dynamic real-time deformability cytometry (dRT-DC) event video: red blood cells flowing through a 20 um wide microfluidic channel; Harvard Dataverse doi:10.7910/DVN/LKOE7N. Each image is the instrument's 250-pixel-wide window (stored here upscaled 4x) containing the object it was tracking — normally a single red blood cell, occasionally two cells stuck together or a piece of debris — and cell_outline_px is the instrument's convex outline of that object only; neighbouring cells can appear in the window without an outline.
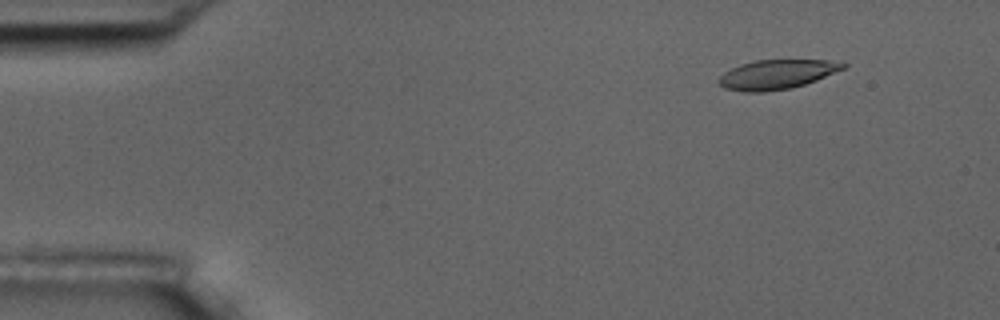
{"species": "common noctule bat (a hibernating species)", "species_latin": "Nyctalus noctula", "temperature_condition": "room temperature", "stored_images_in_passage": 5, "camera_frame_rate_fps": 3000, "um_per_image_px": 0.085, "animal": {"sex": "male", "body_mass_g": 17.5, "forearm_length_mm": 52.3}, "frame": {"image": 1, "passage_image": 2, "time_ms": 1.0, "image_size_px": [1000, 320], "cell_outline_px": [[848, 64], [844, 68], [816, 80], [792, 88], [764, 92], [744, 92], [724, 88], [716, 80], [724, 72], [740, 64], [756, 60], [824, 60]], "centroid_in_image_um": [65.97, 6.33], "position_along_channel_um": 19.0, "area_um2": 21.15}}
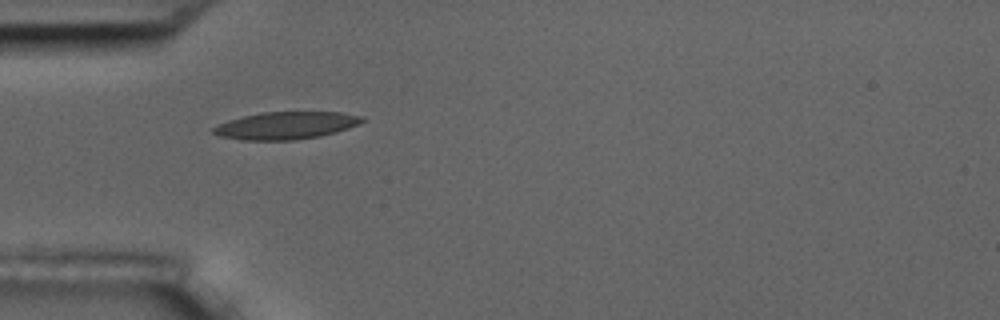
{"frame": {"image": 2, "passage_image": 5, "time_ms": 4.667, "image_size_px": [1000, 320], "cell_outline_px": [[364, 120], [348, 128], [336, 132], [320, 136], [292, 140], [244, 140], [220, 136], [212, 132], [212, 128], [228, 120], [260, 112], [340, 112], [364, 116]], "centroid_in_image_um": [24.31, 10.66], "position_along_channel_um": 60.7, "area_um2": 23.58}}